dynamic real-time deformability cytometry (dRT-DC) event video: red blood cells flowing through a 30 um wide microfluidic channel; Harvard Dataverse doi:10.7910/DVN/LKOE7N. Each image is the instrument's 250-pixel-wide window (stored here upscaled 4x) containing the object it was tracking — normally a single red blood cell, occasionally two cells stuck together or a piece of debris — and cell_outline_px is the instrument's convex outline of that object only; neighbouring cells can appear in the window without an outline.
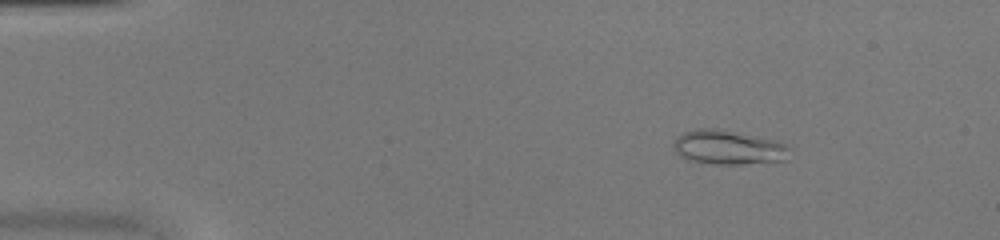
{"species": "common noctule bat (a hibernating species)", "species_latin": "Nyctalus noctula", "temperature_condition": "warm", "stored_images_in_passage": 48, "camera_frame_rate_fps": 3000, "um_per_image_px": 0.085, "animal": {"sex": "female", "body_mass_g": 20.0, "forearm_length_mm": 54.0}, "frame": {"image": 1, "passage_image": 7, "time_ms": 2.0, "image_size_px": [1000, 240], "cell_outline_px": [[792, 148], [784, 160], [744, 164], [712, 164], [688, 160], [680, 156], [676, 152], [672, 144], [672, 140], [676, 136], [684, 132], [696, 128], [716, 128], [776, 140], [788, 144]], "centroid_in_image_um": [61.88, 12.52], "position_along_channel_um": 23.1, "area_um2": 23.47}}
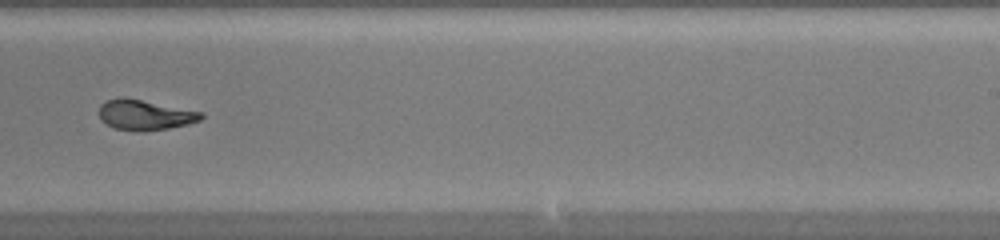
{"frame": {"image": 2, "passage_image": 31, "time_ms": 10.0, "image_size_px": [1000, 240], "cell_outline_px": [[204, 116], [200, 120], [188, 124], [168, 128], [144, 132], [116, 128], [100, 120], [100, 104], [108, 100], [120, 96], [124, 96], [204, 112]], "centroid_in_image_um": [12.34, 9.75], "position_along_channel_um": 276.7, "area_um2": 18.09}}
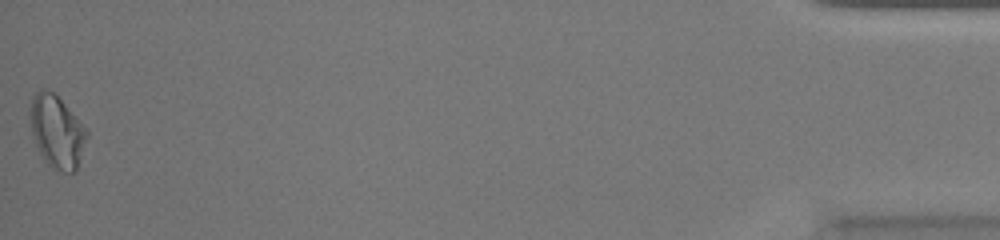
{"frame": {"image": 3, "passage_image": 48, "time_ms": 15.667, "image_size_px": [1000, 240], "cell_outline_px": [[88, 136], [76, 172], [64, 172], [48, 164], [40, 152], [36, 144], [32, 132], [28, 116], [28, 112], [32, 96], [40, 88], [56, 92], [88, 128]], "centroid_in_image_um": [4.85, 11.11], "position_along_channel_um": 430.4, "area_um2": 24.51}, "authors_computed_cell_mechanics": {"area_um2": 19.8543, "velocity_mm_per_s": 4.34, "shape_relaxation_time_tau1_ms": null, "shape_relaxation_time_tau2_ms": 1.4685, "deformation_change_tau1": null, "deformation_change_tau2": 0.0664}}